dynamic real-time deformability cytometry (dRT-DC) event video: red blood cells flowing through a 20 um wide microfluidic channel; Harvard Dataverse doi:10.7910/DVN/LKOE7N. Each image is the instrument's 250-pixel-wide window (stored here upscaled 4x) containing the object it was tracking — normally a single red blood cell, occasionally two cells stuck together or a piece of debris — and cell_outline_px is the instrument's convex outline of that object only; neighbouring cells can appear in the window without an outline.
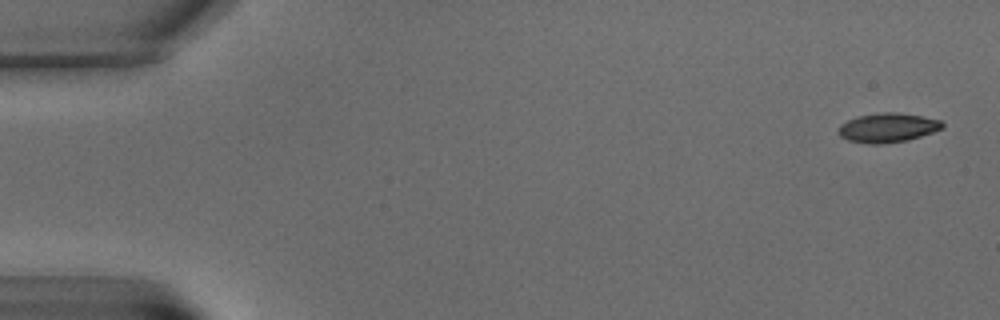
{"species": "common noctule bat (a hibernating species)", "species_latin": "Nyctalus noctula", "temperature_condition": "warm", "stored_images_in_passage": 8, "camera_frame_rate_fps": 3000, "um_per_image_px": 0.085, "animal": {"sex": "male", "body_mass_g": 15.6}, "frame": {"image": 1, "passage_image": 1, "time_ms": 0.0, "image_size_px": [1000, 320], "cell_outline_px": [[944, 128], [908, 140], [880, 144], [868, 144], [848, 140], [840, 136], [836, 132], [836, 128], [840, 124], [848, 120], [860, 116], [880, 112], [896, 112], [920, 116], [940, 120], [944, 124]], "centroid_in_image_um": [75.41, 10.86], "position_along_channel_um": 9.6, "area_um2": 17.74}}
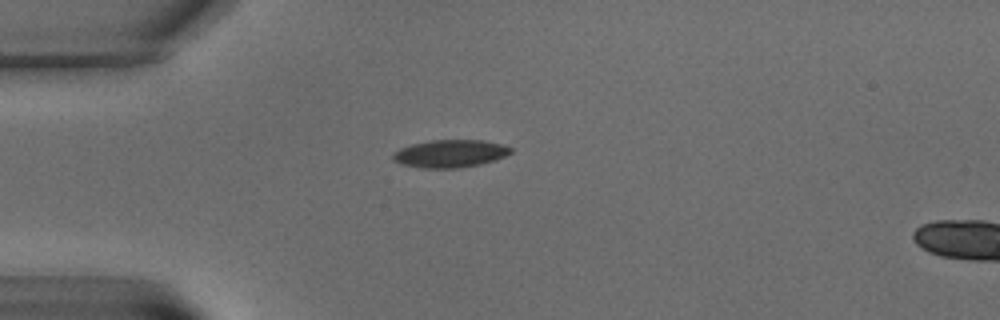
{"frame": {"image": 2, "passage_image": 6, "time_ms": 5.667, "image_size_px": [1000, 320], "cell_outline_px": [[512, 152], [496, 160], [480, 164], [456, 168], [424, 168], [400, 164], [392, 160], [392, 152], [400, 148], [412, 144], [432, 140], [484, 140], [504, 144], [512, 148]], "centroid_in_image_um": [38.25, 13.05], "position_along_channel_um": 46.7, "area_um2": 19.13}}